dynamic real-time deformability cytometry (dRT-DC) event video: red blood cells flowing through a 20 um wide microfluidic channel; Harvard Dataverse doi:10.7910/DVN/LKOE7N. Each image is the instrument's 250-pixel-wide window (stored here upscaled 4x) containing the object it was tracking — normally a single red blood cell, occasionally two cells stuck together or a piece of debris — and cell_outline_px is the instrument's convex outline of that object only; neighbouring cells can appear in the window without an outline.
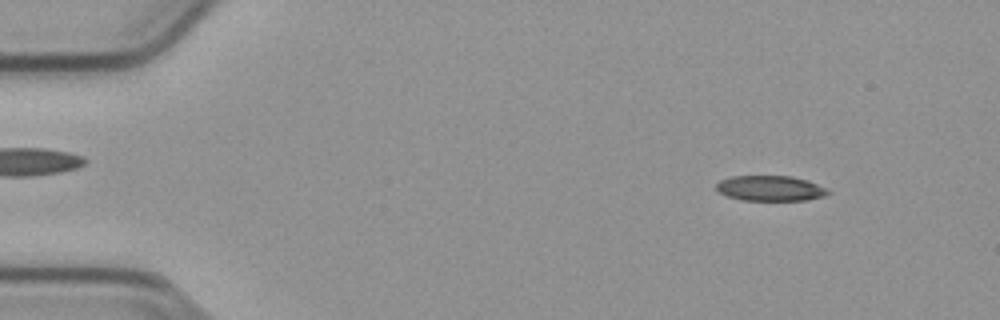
{"species": "common noctule bat (a hibernating species)", "species_latin": "Nyctalus noctula", "temperature_condition": "cold", "stored_images_in_passage": 54, "camera_frame_rate_fps": 3000, "um_per_image_px": 0.085, "animal": {"sex": "male", "body_mass_g": 23.1, "forearm_length_mm": 52.7}, "frame": {"image": 1, "passage_image": 6, "time_ms": 1.667, "image_size_px": [1000, 320], "cell_outline_px": [[832, 192], [824, 196], [808, 200], [740, 200], [728, 196], [720, 192], [716, 188], [716, 184], [720, 180], [732, 176], [792, 176], [808, 180], [828, 188]], "centroid_in_image_um": [65.52, 16.0], "position_along_channel_um": 19.5, "area_um2": 16.59}}
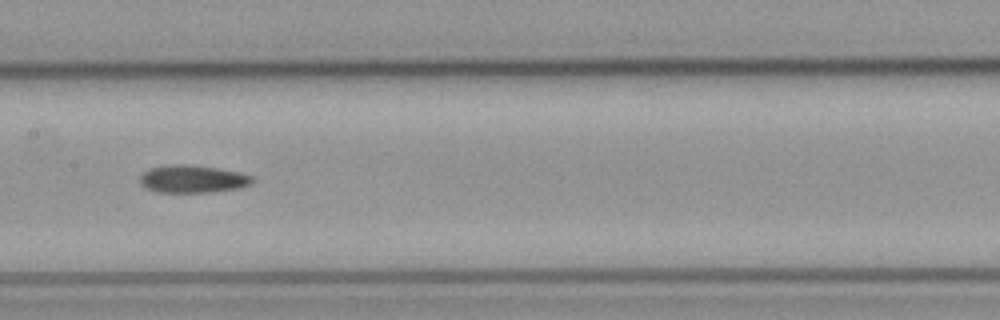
{"frame": {"image": 2, "passage_image": 27, "time_ms": 8.667, "image_size_px": [1000, 320], "cell_outline_px": [[252, 180], [248, 184], [236, 188], [208, 192], [156, 192], [140, 184], [140, 176], [148, 168], [172, 164], [184, 164], [216, 168], [236, 172], [252, 176]], "centroid_in_image_um": [16.28, 15.21], "position_along_channel_um": 191.1, "area_um2": 17.69}}
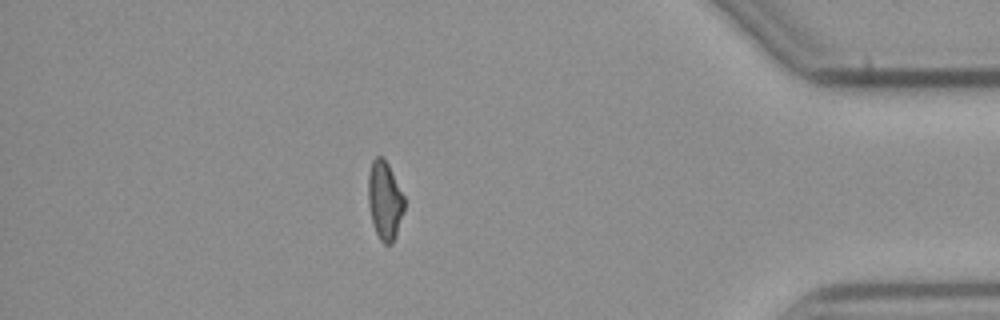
{"frame": {"image": 3, "passage_image": 47, "time_ms": 15.333, "image_size_px": [1000, 320], "cell_outline_px": [[404, 208], [396, 236], [392, 244], [384, 244], [380, 240], [372, 224], [368, 204], [368, 176], [372, 160], [376, 156], [380, 156], [388, 164], [404, 196]], "centroid_in_image_um": [32.69, 17.06], "position_along_channel_um": 402.5, "area_um2": 16.47}}